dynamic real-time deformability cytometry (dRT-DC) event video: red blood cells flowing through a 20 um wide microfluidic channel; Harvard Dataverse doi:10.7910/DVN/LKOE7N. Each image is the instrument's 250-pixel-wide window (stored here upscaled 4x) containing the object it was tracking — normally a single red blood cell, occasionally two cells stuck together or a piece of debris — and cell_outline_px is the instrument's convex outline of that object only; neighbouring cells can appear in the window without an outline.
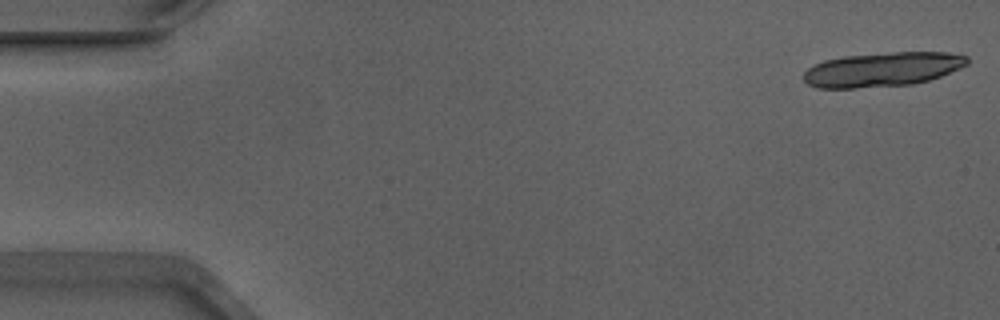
{"species": "Egyptian fruit bat (a non-hibernating species)", "species_latin": "Rousettus aegyptiacus", "temperature_condition": "warm", "stored_images_in_passage": 10, "camera_frame_rate_fps": 3000, "um_per_image_px": 0.085, "animal": {"sex": "male"}, "frame": {"image": 1, "passage_image": 1, "time_ms": 0.0, "image_size_px": [1000, 320], "cell_outline_px": [[968, 64], [960, 68], [940, 76], [928, 80], [912, 84], [856, 88], [816, 88], [808, 84], [804, 80], [804, 72], [808, 68], [824, 60], [844, 56], [896, 52], [948, 52], [968, 56]], "centroid_in_image_um": [75.01, 5.9], "position_along_channel_um": 10.0, "area_um2": 32.6}}